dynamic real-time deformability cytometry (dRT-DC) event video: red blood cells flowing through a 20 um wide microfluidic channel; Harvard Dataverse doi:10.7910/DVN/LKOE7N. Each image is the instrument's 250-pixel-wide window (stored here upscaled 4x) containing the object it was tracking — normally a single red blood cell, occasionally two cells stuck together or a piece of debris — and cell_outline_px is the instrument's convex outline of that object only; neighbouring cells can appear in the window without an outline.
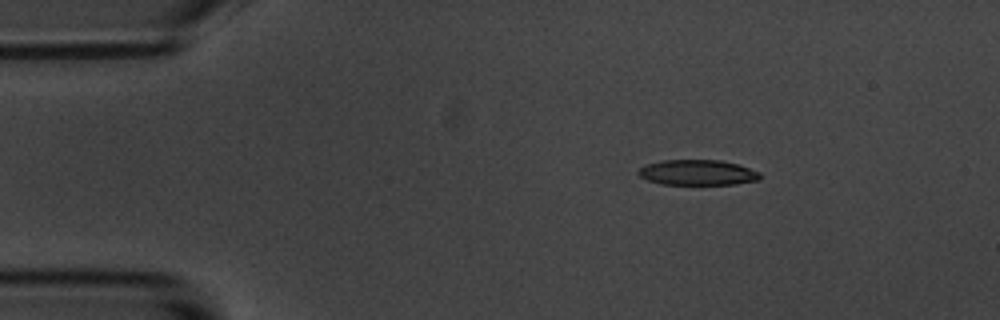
{"species": "common noctule bat (a hibernating species)", "species_latin": "Nyctalus noctula", "temperature_condition": "room temperature", "stored_images_in_passage": 3, "camera_frame_rate_fps": 3000, "um_per_image_px": 0.085, "animal": {"sex": "male", "body_mass_g": 20.1, "forearm_length_mm": 53.5}, "frame": {"image": 1, "passage_image": 1, "time_ms": 0.0, "image_size_px": [1000, 320], "cell_outline_px": [[760, 180], [736, 184], [660, 184], [648, 180], [640, 176], [636, 172], [640, 168], [648, 164], [664, 160], [720, 160], [740, 164], [760, 172]], "centroid_in_image_um": [59.33, 14.66], "position_along_channel_um": 25.7, "area_um2": 18.03}}